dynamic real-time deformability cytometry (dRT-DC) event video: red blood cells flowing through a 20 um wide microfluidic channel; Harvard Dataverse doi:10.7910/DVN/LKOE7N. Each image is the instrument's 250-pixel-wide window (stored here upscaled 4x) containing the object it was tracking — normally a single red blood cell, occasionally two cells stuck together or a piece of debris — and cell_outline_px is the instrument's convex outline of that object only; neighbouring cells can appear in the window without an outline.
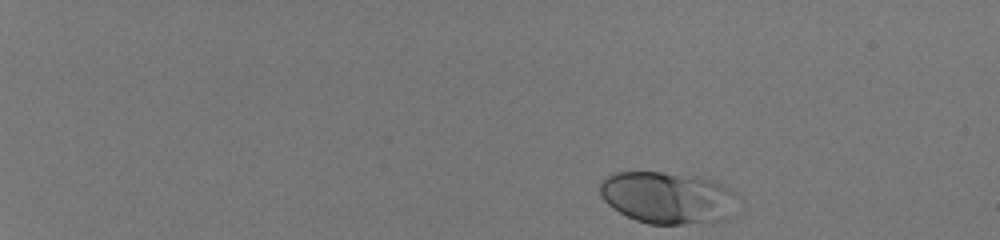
{"species": "human", "species_latin": "Homo sapiens", "temperature_condition": "room temperature", "stored_images_in_passage": 46, "camera_frame_rate_fps": 3000, "um_per_image_px": 0.085, "donor": {"sex": "male"}, "frame": {"image": 1, "passage_image": 1, "time_ms": 0.0, "image_size_px": [1000, 240], "cell_outline_px": [[736, 192], [724, 216], [720, 220], [712, 224], [648, 224], [636, 220], [612, 208], [600, 196], [600, 184], [608, 176], [616, 172], [660, 172], [700, 176], [712, 180]], "centroid_in_image_um": [56.67, 16.8], "position_along_channel_um": 28.3, "area_um2": 41.15}}
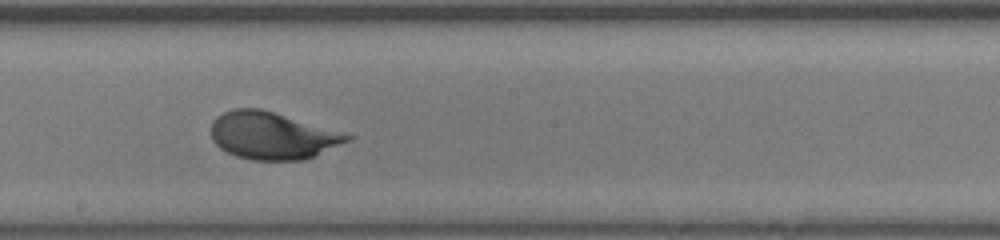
{"frame": {"image": 2, "passage_image": 27, "time_ms": 8.667, "image_size_px": [1000, 240], "cell_outline_px": [[352, 140], [316, 156], [304, 160], [252, 160], [236, 156], [220, 148], [212, 140], [212, 120], [216, 116], [232, 108], [260, 108], [352, 136]], "centroid_in_image_um": [23.11, 11.54], "position_along_channel_um": 225.1, "area_um2": 37.17}}
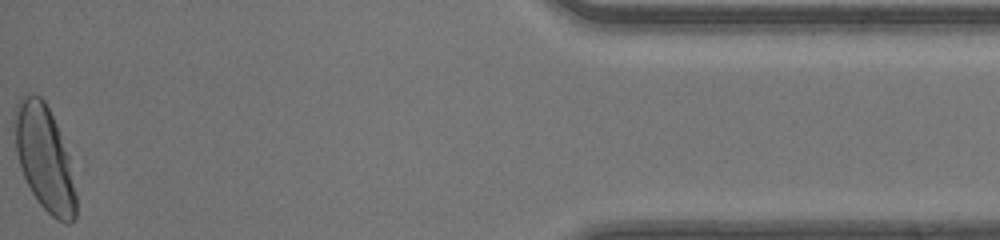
{"frame": {"image": 3, "passage_image": 46, "time_ms": 15.0, "image_size_px": [1000, 240], "cell_outline_px": [[76, 216], [68, 224], [64, 224], [56, 220], [40, 204], [32, 192], [20, 168], [16, 152], [12, 120], [12, 116], [16, 100], [20, 96], [28, 92], [32, 92], [40, 96], [44, 100], [56, 124], [68, 156], [76, 192]], "centroid_in_image_um": [3.73, 13.38], "position_along_channel_um": 431.5, "area_um2": 37.92}, "authors_computed_cell_mechanics": {"area_um2": 37.2232, "velocity_mm_per_s": 4.1342, "shape_relaxation_time_tau1_ms": 2.6275, "shape_relaxation_time_tau2_ms": null, "deformation_change_tau1": 0.1454, "deformation_change_tau2": null}}